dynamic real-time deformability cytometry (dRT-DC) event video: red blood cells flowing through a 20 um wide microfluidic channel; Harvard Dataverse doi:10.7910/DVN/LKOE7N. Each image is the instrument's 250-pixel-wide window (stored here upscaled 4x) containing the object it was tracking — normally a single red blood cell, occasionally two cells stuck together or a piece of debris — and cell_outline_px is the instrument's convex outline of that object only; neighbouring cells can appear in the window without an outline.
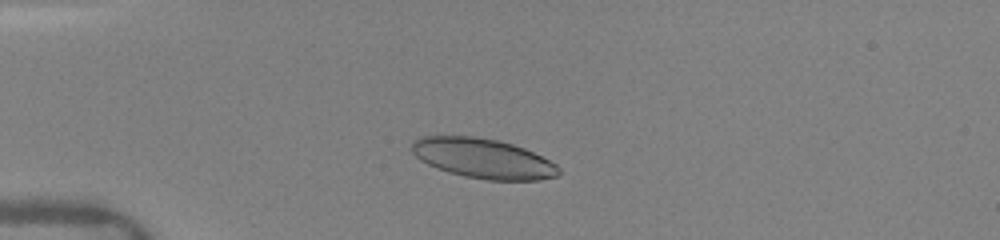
{"species": "human", "species_latin": "Homo sapiens", "temperature_condition": "warm", "stored_images_in_passage": 16, "camera_frame_rate_fps": 3000, "um_per_image_px": 0.085, "donor": {"sex": "female"}, "frame": {"image": 1, "passage_image": 7, "time_ms": 2.333, "image_size_px": [1000, 240], "cell_outline_px": [[560, 172], [556, 176], [540, 180], [488, 180], [464, 176], [436, 168], [420, 160], [412, 152], [412, 140], [420, 136], [472, 136], [500, 140], [524, 148], [556, 164], [560, 168]], "centroid_in_image_um": [41.04, 13.46], "position_along_channel_um": 44.0, "area_um2": 34.04}}
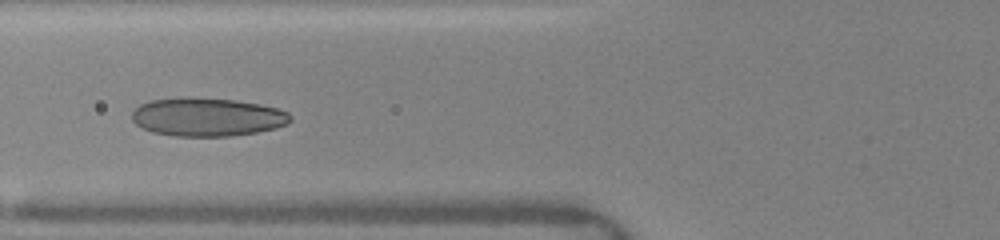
{"frame": {"image": 2, "passage_image": 12, "time_ms": 4.667, "image_size_px": [1000, 240], "cell_outline_px": [[292, 120], [288, 124], [276, 128], [256, 132], [232, 136], [176, 136], [152, 132], [136, 124], [132, 120], [132, 112], [140, 104], [148, 100], [188, 96], [236, 100], [260, 104], [276, 108], [288, 112], [292, 116]], "centroid_in_image_um": [17.62, 9.93], "position_along_channel_um": 108.2, "area_um2": 35.84}}
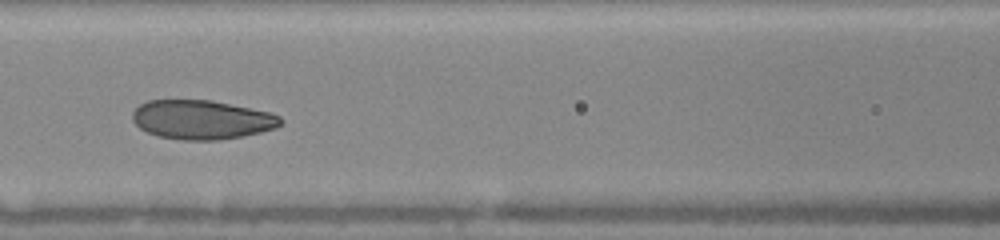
{"frame": {"image": 3, "passage_image": 14, "time_ms": 5.667, "image_size_px": [1000, 240], "cell_outline_px": [[284, 120], [276, 128], [244, 136], [216, 140], [180, 140], [160, 136], [148, 132], [140, 128], [132, 120], [132, 112], [140, 104], [148, 100], [212, 100], [268, 112], [280, 116]], "centroid_in_image_um": [17.14, 10.17], "position_along_channel_um": 149.5, "area_um2": 33.7}}